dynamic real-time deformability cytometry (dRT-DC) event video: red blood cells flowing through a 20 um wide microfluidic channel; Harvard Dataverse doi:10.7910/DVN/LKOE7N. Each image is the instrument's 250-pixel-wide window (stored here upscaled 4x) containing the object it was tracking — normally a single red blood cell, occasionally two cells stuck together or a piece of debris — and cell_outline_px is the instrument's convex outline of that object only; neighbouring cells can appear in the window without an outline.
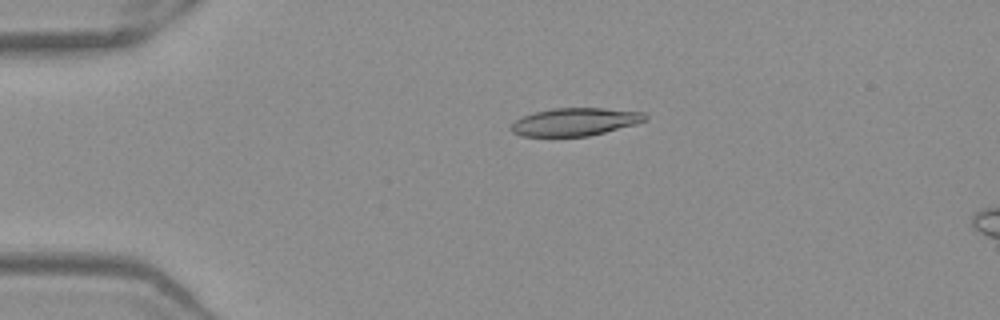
{"species": "Egyptian fruit bat (a non-hibernating species)", "species_latin": "Rousettus aegyptiacus", "temperature_condition": "warm", "stored_images_in_passage": 17, "camera_frame_rate_fps": 3000, "um_per_image_px": 0.085, "frame": {"image": 1, "passage_image": 12, "time_ms": 3.667, "image_size_px": [1000, 320], "cell_outline_px": [[648, 120], [636, 124], [588, 136], [520, 136], [512, 132], [508, 128], [516, 120], [524, 116], [536, 112], [552, 108], [604, 108], [644, 112], [648, 116]], "centroid_in_image_um": [48.9, 10.35], "position_along_channel_um": 36.1, "area_um2": 21.73}}